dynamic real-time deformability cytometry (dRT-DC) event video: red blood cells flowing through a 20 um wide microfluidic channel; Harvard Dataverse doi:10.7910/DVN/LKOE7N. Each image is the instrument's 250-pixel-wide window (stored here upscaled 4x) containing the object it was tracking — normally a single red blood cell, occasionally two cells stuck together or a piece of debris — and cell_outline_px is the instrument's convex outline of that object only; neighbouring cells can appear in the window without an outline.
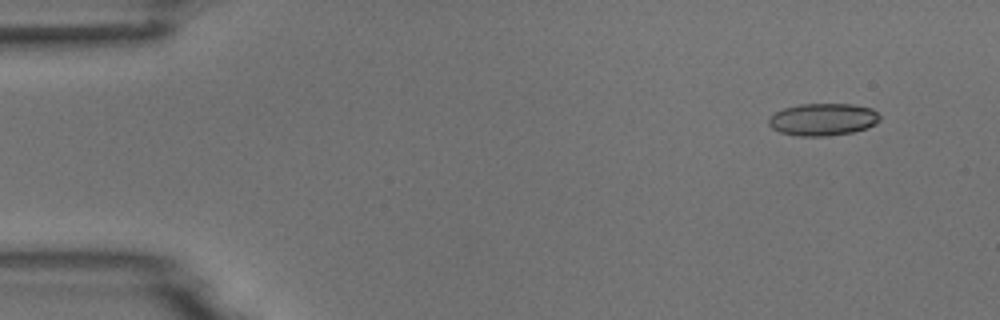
{"species": "common noctule bat (a hibernating species)", "species_latin": "Nyctalus noctula", "temperature_condition": "room temperature", "stored_images_in_passage": 5, "camera_frame_rate_fps": 3000, "um_per_image_px": 0.085, "animal": {"sex": "male", "body_mass_g": 18.8}, "frame": {"image": 1, "passage_image": 2, "time_ms": 1.0, "image_size_px": [1000, 320], "cell_outline_px": [[880, 120], [876, 124], [852, 132], [828, 136], [796, 136], [780, 132], [772, 128], [768, 124], [768, 116], [784, 108], [800, 104], [852, 104], [872, 108], [880, 116]], "centroid_in_image_um": [69.93, 10.15], "position_along_channel_um": 15.1, "area_um2": 20.98}}
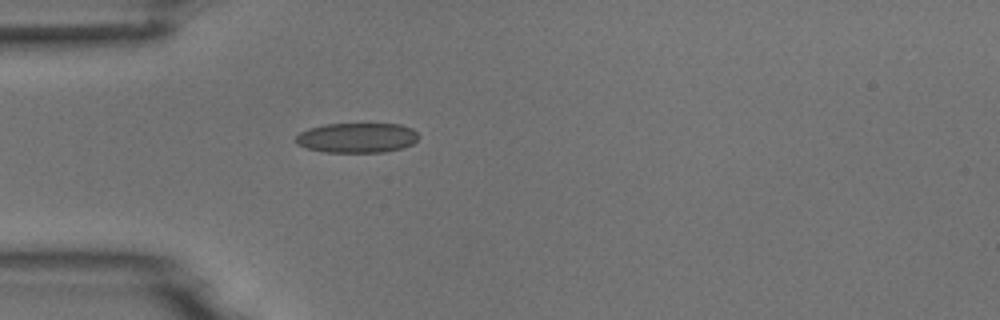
{"frame": {"image": 2, "passage_image": 5, "time_ms": 4.667, "image_size_px": [1000, 320], "cell_outline_px": [[420, 136], [412, 144], [404, 148], [384, 152], [324, 152], [308, 148], [296, 144], [296, 136], [300, 132], [308, 128], [324, 124], [400, 124], [412, 128]], "centroid_in_image_um": [30.36, 11.71], "position_along_channel_um": 54.6, "area_um2": 21.5}}